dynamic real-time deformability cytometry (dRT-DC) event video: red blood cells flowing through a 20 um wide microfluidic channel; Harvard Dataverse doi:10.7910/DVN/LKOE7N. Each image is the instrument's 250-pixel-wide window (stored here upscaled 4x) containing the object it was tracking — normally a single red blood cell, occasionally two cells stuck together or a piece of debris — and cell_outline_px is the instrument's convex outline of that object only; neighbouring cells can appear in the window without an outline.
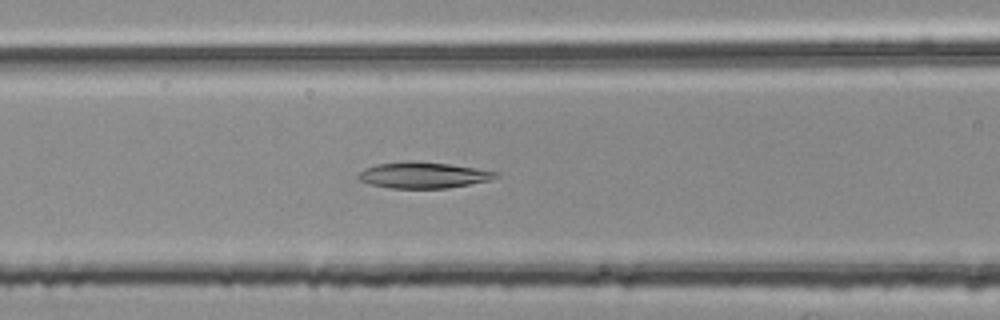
{"species": "common noctule bat (a hibernating species)", "species_latin": "Nyctalus noctula", "temperature_condition": "room temperature", "stored_images_in_passage": 53, "camera_frame_rate_fps": 3000, "um_per_image_px": 0.085, "animal": {"sex": "female", "body_mass_g": 25.1}, "frame": {"image": 1, "passage_image": 21, "time_ms": 6.667, "image_size_px": [1000, 320], "cell_outline_px": [[500, 176], [492, 180], [448, 188], [392, 188], [372, 184], [360, 180], [356, 176], [364, 168], [376, 164], [408, 160], [412, 160], [448, 164], [500, 172]], "centroid_in_image_um": [36.0, 14.88], "position_along_channel_um": 130.6, "area_um2": 20.98}}
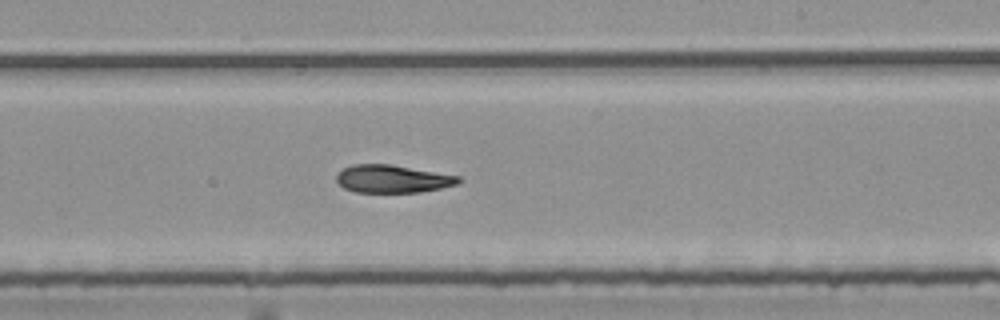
{"frame": {"image": 2, "passage_image": 31, "time_ms": 10.0, "image_size_px": [1000, 320], "cell_outline_px": [[464, 180], [460, 184], [420, 192], [356, 192], [344, 188], [336, 180], [336, 176], [344, 168], [352, 164], [392, 164], [460, 176]], "centroid_in_image_um": [33.42, 15.2], "position_along_channel_um": 255.6, "area_um2": 19.88}}
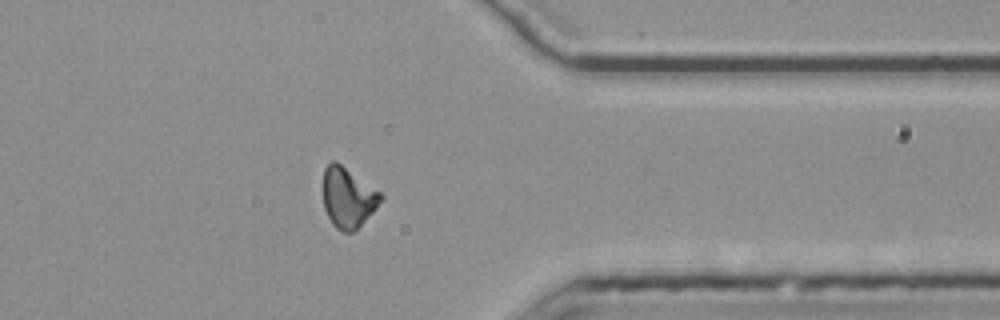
{"frame": {"image": 3, "passage_image": 42, "time_ms": 13.667, "image_size_px": [1000, 320], "cell_outline_px": [[384, 200], [352, 232], [344, 232], [336, 228], [332, 224], [324, 208], [324, 168], [332, 160], [336, 160], [380, 192], [384, 196]], "centroid_in_image_um": [29.58, 16.77], "position_along_channel_um": 381.8, "area_um2": 20.0}, "authors_computed_cell_mechanics": {"area_um2": 20.6346, "velocity_mm_per_s": 3.7682, "shape_relaxation_time_tau1_ms": null, "shape_relaxation_time_tau2_ms": 5.2076, "deformation_change_tau1": null, "deformation_change_tau2": 0.118}}